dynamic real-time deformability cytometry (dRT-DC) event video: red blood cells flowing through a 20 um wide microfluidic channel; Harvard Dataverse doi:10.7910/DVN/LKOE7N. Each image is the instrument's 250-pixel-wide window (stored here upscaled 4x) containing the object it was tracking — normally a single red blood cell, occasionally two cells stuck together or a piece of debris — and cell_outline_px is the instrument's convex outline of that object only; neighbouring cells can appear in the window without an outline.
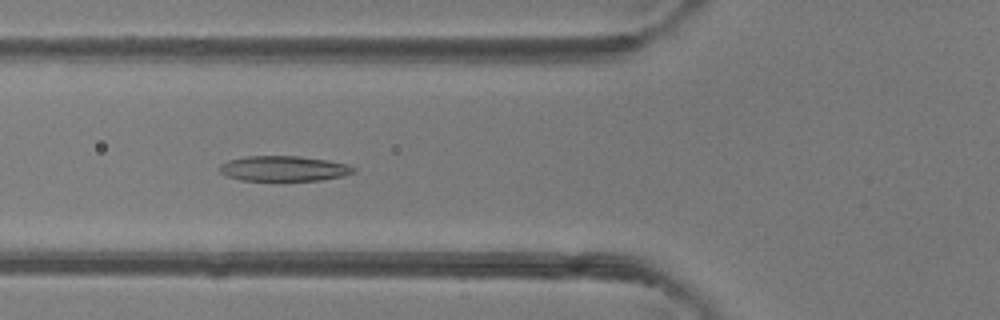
{"species": "common noctule bat (a hibernating species)", "species_latin": "Nyctalus noctula", "temperature_condition": "room temperature", "stored_images_in_passage": 48, "camera_frame_rate_fps": 3000, "um_per_image_px": 0.085, "animal": {"sex": "female"}, "frame": {"image": 1, "passage_image": 18, "time_ms": 5.667, "image_size_px": [1000, 320], "cell_outline_px": [[356, 172], [344, 176], [320, 180], [240, 180], [228, 176], [220, 172], [216, 168], [220, 164], [228, 160], [248, 156], [300, 156], [328, 160], [348, 164], [356, 168]], "centroid_in_image_um": [24.13, 14.32], "position_along_channel_um": 101.7, "area_um2": 19.83}}
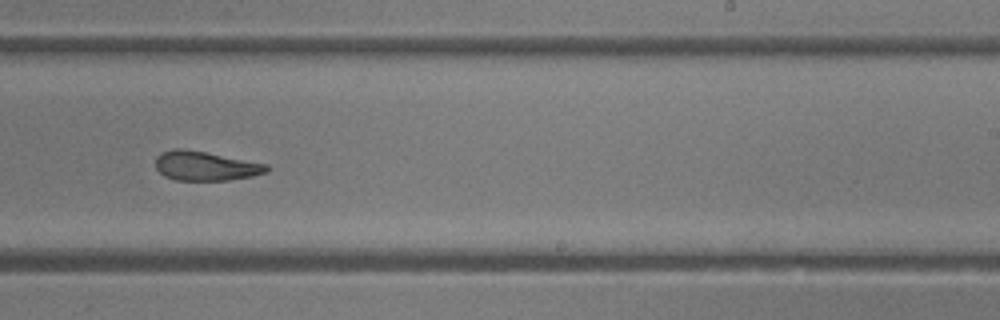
{"frame": {"image": 2, "passage_image": 30, "time_ms": 9.667, "image_size_px": [1000, 320], "cell_outline_px": [[272, 168], [268, 172], [252, 176], [228, 180], [176, 180], [164, 176], [156, 168], [156, 156], [160, 152], [172, 148], [184, 148], [268, 164]], "centroid_in_image_um": [17.47, 14.1], "position_along_channel_um": 271.5, "area_um2": 19.13}}
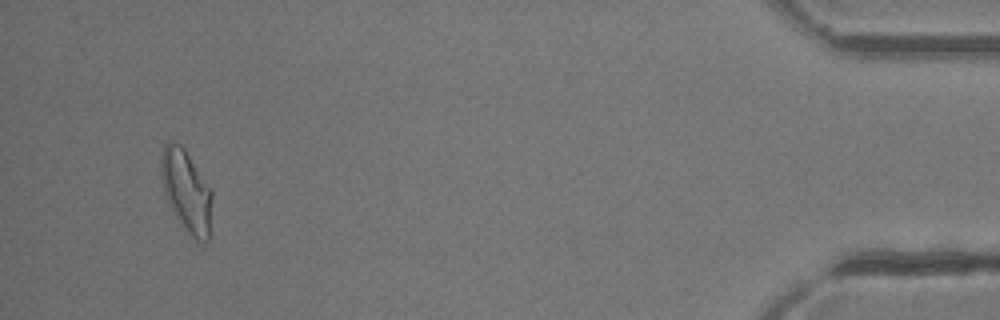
{"frame": {"image": 3, "passage_image": 46, "time_ms": 15.0, "image_size_px": [1000, 320], "cell_outline_px": [[212, 200], [208, 240], [196, 240], [180, 224], [164, 192], [160, 172], [160, 160], [164, 144], [180, 144], [184, 148], [212, 192]], "centroid_in_image_um": [15.83, 16.23], "position_along_channel_um": 419.4, "area_um2": 23.64}, "authors_computed_cell_mechanics": {"area_um2": 21.1548, "velocity_mm_per_s": 4.2394, "shape_relaxation_time_tau1_ms": null, "shape_relaxation_time_tau2_ms": 3.2531, "deformation_change_tau1": null, "deformation_change_tau2": 0.1124}}